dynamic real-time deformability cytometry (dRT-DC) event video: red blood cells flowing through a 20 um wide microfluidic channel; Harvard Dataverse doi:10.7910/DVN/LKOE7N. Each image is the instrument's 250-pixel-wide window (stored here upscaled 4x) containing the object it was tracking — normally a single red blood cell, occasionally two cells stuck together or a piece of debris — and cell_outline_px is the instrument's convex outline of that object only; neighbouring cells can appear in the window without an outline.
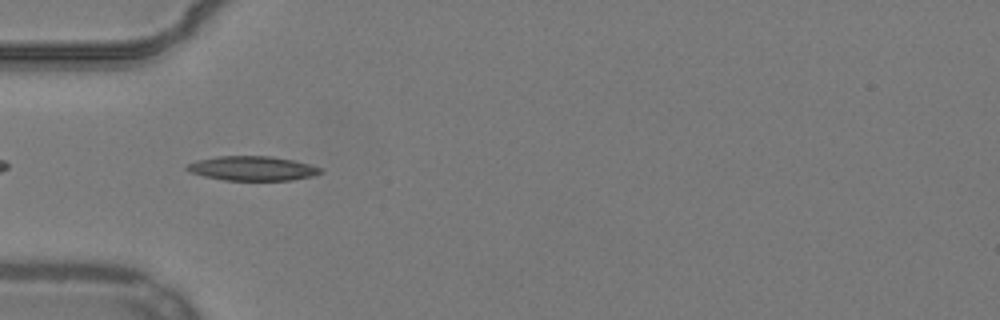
{"species": "common noctule bat (a hibernating species)", "species_latin": "Nyctalus noctula", "temperature_condition": "warm", "stored_images_in_passage": 38, "camera_frame_rate_fps": 3000, "um_per_image_px": 0.085, "animal": {"sex": "male", "body_mass_g": 19.2, "forearm_length_mm": 51.8}, "frame": {"image": 1, "passage_image": 3, "time_ms": 0.667, "image_size_px": [1000, 320], "cell_outline_px": [[324, 172], [312, 176], [292, 180], [224, 180], [204, 176], [188, 172], [184, 168], [188, 164], [196, 160], [216, 156], [272, 156], [292, 160], [324, 168]], "centroid_in_image_um": [21.44, 14.31], "position_along_channel_um": 63.6, "area_um2": 19.13}}
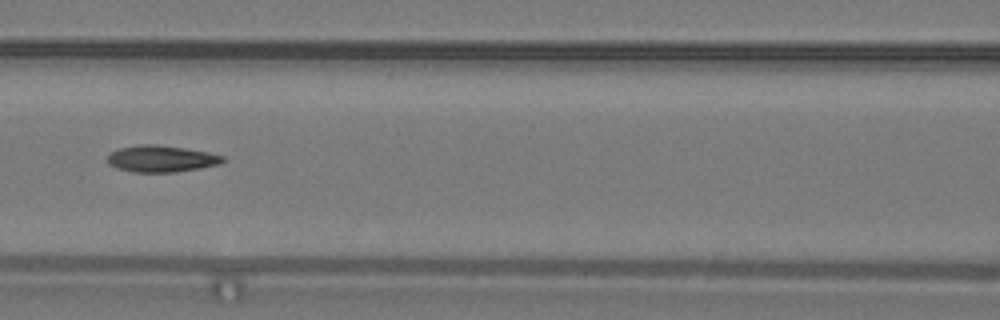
{"frame": {"image": 2, "passage_image": 10, "time_ms": 3.0, "image_size_px": [1000, 320], "cell_outline_px": [[228, 160], [220, 164], [200, 168], [176, 172], [132, 172], [116, 168], [108, 164], [108, 152], [116, 148], [140, 144], [156, 144], [184, 148], [208, 152], [224, 156]], "centroid_in_image_um": [13.69, 13.49], "position_along_channel_um": 152.9, "area_um2": 18.21}}
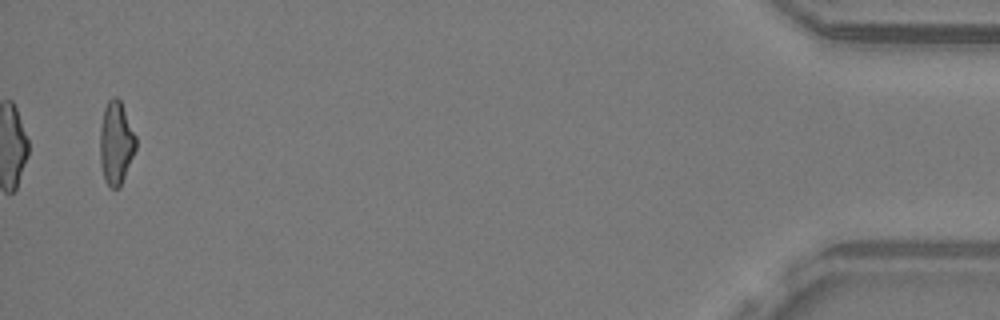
{"frame": {"image": 3, "passage_image": 38, "time_ms": 12.333, "image_size_px": [1000, 320], "cell_outline_px": [[136, 148], [124, 176], [120, 184], [116, 188], [112, 188], [104, 180], [100, 164], [100, 124], [104, 108], [108, 100], [112, 96], [116, 96], [120, 100], [136, 136]], "centroid_in_image_um": [9.84, 12.1], "position_along_channel_um": 425.4, "area_um2": 17.22}, "authors_computed_cell_mechanics": {"area_um2": 17.9469, "velocity_mm_per_s": 3.8568, "shape_relaxation_time_tau1_ms": 9.4495, "shape_relaxation_time_tau2_ms": 3.7524, "deformation_change_tau1": 0.2396, "deformation_change_tau2": 0.1259}}